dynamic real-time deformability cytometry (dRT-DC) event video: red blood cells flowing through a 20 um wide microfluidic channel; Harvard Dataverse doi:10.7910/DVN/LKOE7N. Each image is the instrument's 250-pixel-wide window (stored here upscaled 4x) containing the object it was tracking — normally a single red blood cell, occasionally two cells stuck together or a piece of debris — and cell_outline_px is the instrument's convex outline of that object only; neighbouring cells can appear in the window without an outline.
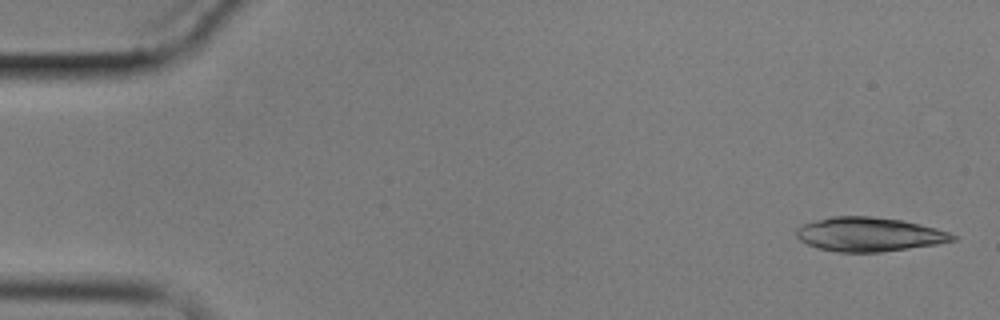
{"species": "common noctule bat (a hibernating species)", "species_latin": "Nyctalus noctula", "temperature_condition": "cold", "stored_images_in_passage": 5, "camera_frame_rate_fps": 3000, "um_per_image_px": 0.085, "animal": {"sex": "male", "body_mass_g": 17.9}, "frame": {"image": 1, "passage_image": 1, "time_ms": 0.0, "image_size_px": [1000, 320], "cell_outline_px": [[956, 240], [936, 244], [880, 252], [836, 252], [816, 248], [800, 240], [796, 236], [796, 228], [800, 224], [832, 216], [872, 216], [900, 220], [920, 224], [936, 228], [948, 232], [956, 236]], "centroid_in_image_um": [73.83, 19.92], "position_along_channel_um": 11.2, "area_um2": 31.04}}